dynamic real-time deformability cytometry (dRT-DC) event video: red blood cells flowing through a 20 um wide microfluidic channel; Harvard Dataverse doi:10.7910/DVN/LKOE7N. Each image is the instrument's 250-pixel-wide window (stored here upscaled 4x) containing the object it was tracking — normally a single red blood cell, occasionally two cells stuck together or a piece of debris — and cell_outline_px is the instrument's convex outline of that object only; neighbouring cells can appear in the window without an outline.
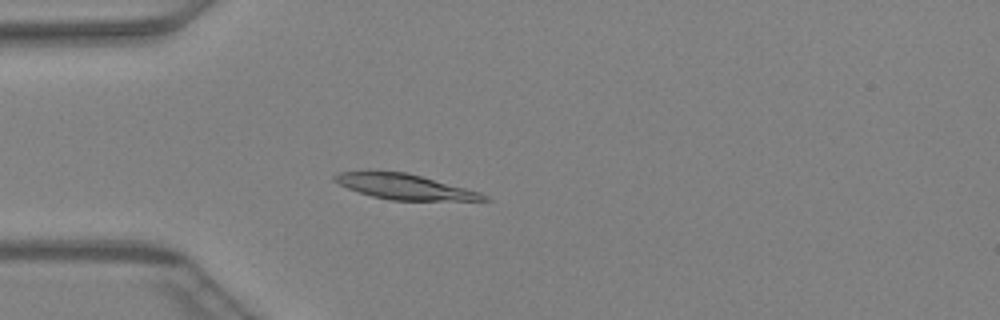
{"species": "Egyptian fruit bat (a non-hibernating species)", "species_latin": "Rousettus aegyptiacus", "temperature_condition": "warm", "stored_images_in_passage": 46, "camera_frame_rate_fps": 3000, "um_per_image_px": 0.085, "animal": {"sex": "female"}, "frame": {"image": 1, "passage_image": 13, "time_ms": 4.0, "image_size_px": [1000, 320], "cell_outline_px": [[492, 200], [392, 200], [372, 196], [348, 188], [332, 180], [332, 176], [336, 172], [368, 168], [408, 172], [480, 192], [488, 196]], "centroid_in_image_um": [34.27, 15.81], "position_along_channel_um": 50.7, "area_um2": 22.6}}
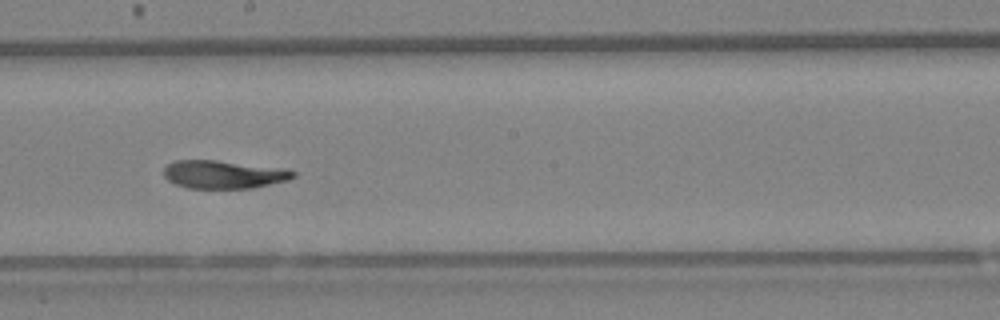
{"frame": {"image": 2, "passage_image": 26, "time_ms": 8.333, "image_size_px": [1000, 320], "cell_outline_px": [[296, 176], [288, 180], [252, 188], [188, 188], [176, 184], [168, 180], [164, 176], [164, 168], [168, 164], [176, 160], [216, 160], [288, 168], [296, 172]], "centroid_in_image_um": [19.05, 14.82], "position_along_channel_um": 229.1, "area_um2": 21.33}}
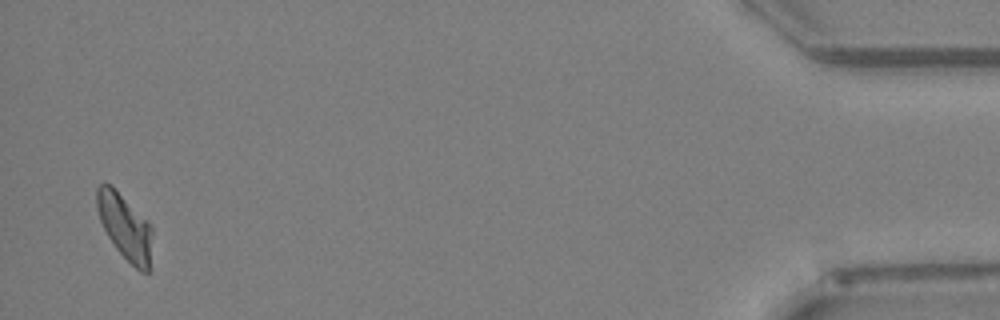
{"frame": {"image": 3, "passage_image": 45, "time_ms": 14.667, "image_size_px": [1000, 320], "cell_outline_px": [[152, 272], [140, 272], [116, 248], [108, 236], [100, 220], [96, 208], [96, 188], [100, 184], [112, 184], [148, 220], [152, 228]], "centroid_in_image_um": [10.66, 19.28], "position_along_channel_um": 424.5, "area_um2": 21.68}}